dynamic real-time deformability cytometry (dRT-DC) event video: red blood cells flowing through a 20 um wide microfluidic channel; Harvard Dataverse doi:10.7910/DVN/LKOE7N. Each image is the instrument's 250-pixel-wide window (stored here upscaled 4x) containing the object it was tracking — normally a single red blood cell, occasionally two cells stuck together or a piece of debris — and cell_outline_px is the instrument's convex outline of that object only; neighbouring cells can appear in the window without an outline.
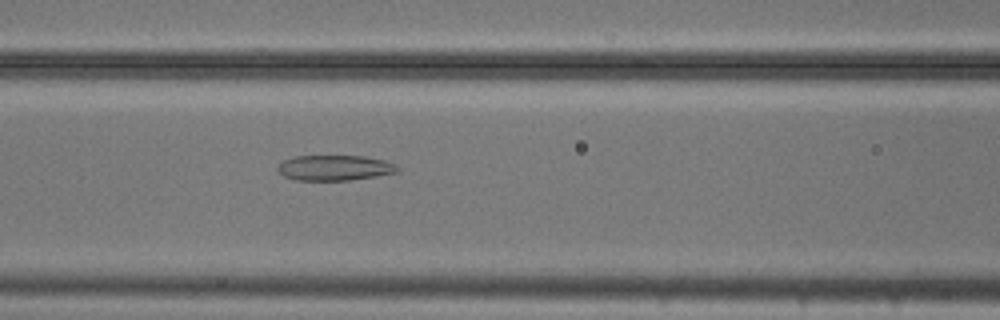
{"species": "common noctule bat (a hibernating species)", "species_latin": "Nyctalus noctula", "temperature_condition": "cold", "stored_images_in_passage": 53, "camera_frame_rate_fps": 3000, "um_per_image_px": 0.085, "animal": {"sex": "male", "body_mass_g": 20.5, "forearm_length_mm": 52.5}, "frame": {"image": 1, "passage_image": 22, "time_ms": 7.0, "image_size_px": [1000, 320], "cell_outline_px": [[400, 172], [352, 180], [296, 180], [284, 176], [276, 168], [284, 160], [296, 156], [364, 156], [384, 160], [396, 164], [400, 168]], "centroid_in_image_um": [28.5, 14.26], "position_along_channel_um": 138.1, "area_um2": 17.74}}
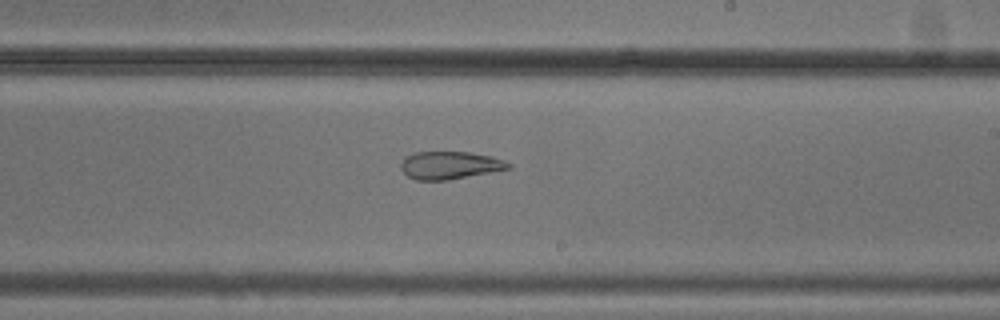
{"frame": {"image": 2, "passage_image": 31, "time_ms": 10.0, "image_size_px": [1000, 320], "cell_outline_px": [[512, 168], [448, 180], [416, 180], [408, 176], [400, 168], [400, 164], [412, 152], [468, 152], [492, 156], [504, 160], [512, 164]], "centroid_in_image_um": [38.26, 14.05], "position_along_channel_um": 250.7, "area_um2": 17.34}}
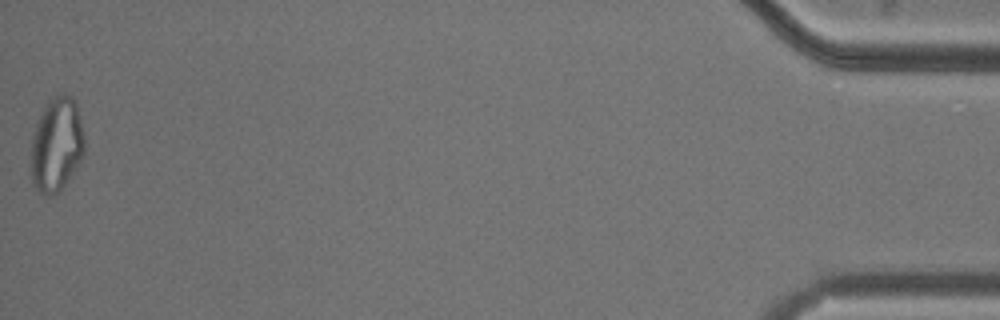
{"frame": {"image": 3, "passage_image": 53, "time_ms": 17.333, "image_size_px": [1000, 320], "cell_outline_px": [[84, 152], [72, 176], [56, 192], [48, 196], [40, 192], [32, 184], [32, 136], [36, 120], [44, 108], [60, 92], [64, 92], [72, 96], [76, 104], [84, 136]], "centroid_in_image_um": [4.81, 12.27], "position_along_channel_um": 430.4, "area_um2": 29.02}, "authors_computed_cell_mechanics": {"area_um2": 25.2008, "velocity_mm_per_s": 3.7531, "shape_relaxation_time_tau1_ms": null, "shape_relaxation_time_tau2_ms": 1.9535, "deformation_change_tau1": null, "deformation_change_tau2": 0.0986}}